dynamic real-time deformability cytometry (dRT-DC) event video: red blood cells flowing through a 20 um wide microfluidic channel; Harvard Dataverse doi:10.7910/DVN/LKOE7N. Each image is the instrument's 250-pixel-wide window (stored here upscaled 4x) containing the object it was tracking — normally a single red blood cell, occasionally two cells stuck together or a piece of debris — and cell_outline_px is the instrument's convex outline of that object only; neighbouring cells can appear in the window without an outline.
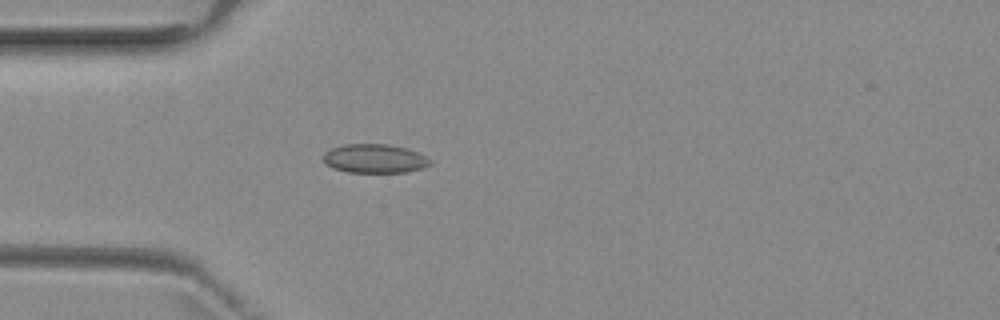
{"species": "common noctule bat (a hibernating species)", "species_latin": "Nyctalus noctula", "temperature_condition": "room temperature", "stored_images_in_passage": 3, "camera_frame_rate_fps": 3000, "um_per_image_px": 0.085, "animal": {"sex": "female", "body_mass_g": 29.2, "forearm_length_mm": 56.3}, "frame": {"image": 1, "passage_image": 3, "time_ms": 2.333, "image_size_px": [1000, 320], "cell_outline_px": [[432, 164], [408, 172], [348, 172], [332, 168], [324, 160], [324, 152], [332, 148], [344, 144], [388, 144], [408, 148], [432, 160]], "centroid_in_image_um": [31.85, 13.47], "position_along_channel_um": 53.1, "area_um2": 17.92}}